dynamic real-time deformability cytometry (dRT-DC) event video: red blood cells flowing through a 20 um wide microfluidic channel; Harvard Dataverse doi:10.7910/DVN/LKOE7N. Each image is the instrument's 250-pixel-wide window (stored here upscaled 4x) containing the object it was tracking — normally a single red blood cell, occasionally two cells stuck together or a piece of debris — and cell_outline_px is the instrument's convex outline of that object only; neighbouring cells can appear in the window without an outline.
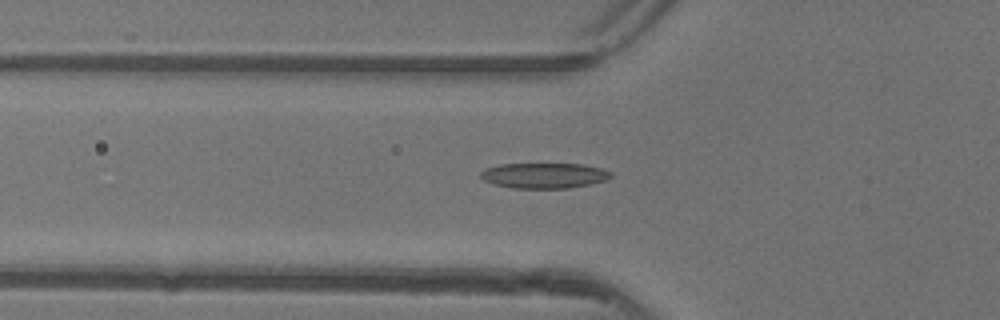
{"species": "common noctule bat (a hibernating species)", "species_latin": "Nyctalus noctula", "temperature_condition": "warm", "stored_images_in_passage": 41, "camera_frame_rate_fps": 3000, "um_per_image_px": 0.085, "animal": {"sex": "female"}, "frame": {"image": 1, "passage_image": 9, "time_ms": 2.667, "image_size_px": [1000, 320], "cell_outline_px": [[612, 176], [604, 180], [588, 184], [568, 188], [512, 188], [496, 184], [484, 180], [480, 176], [480, 172], [484, 168], [500, 164], [584, 164], [600, 168], [612, 172]], "centroid_in_image_um": [46.22, 14.91], "position_along_channel_um": 79.6, "area_um2": 19.13}}
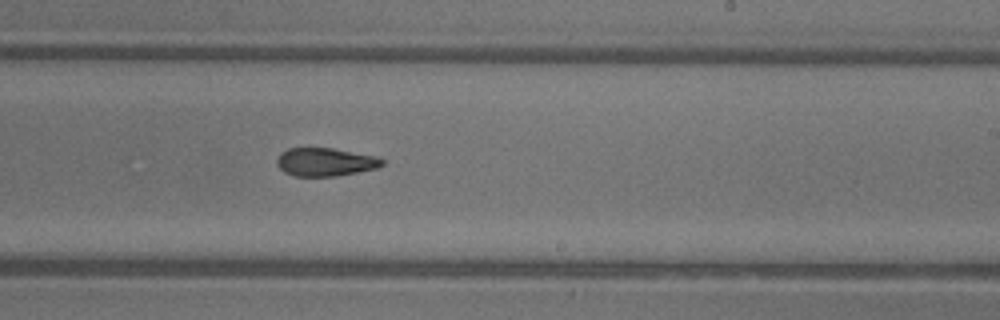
{"frame": {"image": 2, "passage_image": 22, "time_ms": 7.0, "image_size_px": [1000, 320], "cell_outline_px": [[384, 164], [380, 168], [336, 176], [292, 176], [284, 172], [276, 164], [276, 160], [280, 152], [288, 148], [332, 148], [376, 156], [384, 160]], "centroid_in_image_um": [27.65, 13.77], "position_along_channel_um": 261.4, "area_um2": 17.51}}
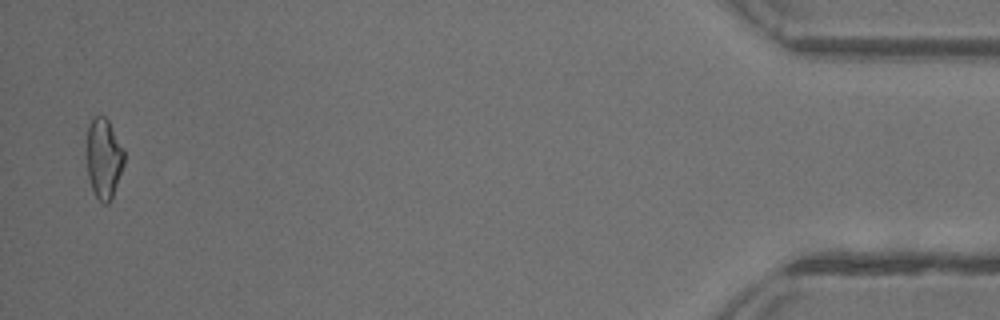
{"frame": {"image": 3, "passage_image": 40, "time_ms": 13.0, "image_size_px": [1000, 320], "cell_outline_px": [[124, 164], [112, 196], [108, 204], [104, 204], [96, 196], [92, 188], [88, 176], [88, 128], [92, 116], [104, 116], [108, 120], [124, 148]], "centroid_in_image_um": [8.84, 13.44], "position_along_channel_um": 426.4, "area_um2": 17.17}, "authors_computed_cell_mechanics": {"area_um2": 18.0914, "velocity_mm_per_s": 4.1795, "shape_relaxation_time_tau1_ms": 8.4344, "shape_relaxation_time_tau2_ms": 4.0001, "deformation_change_tau1": 0.2333, "deformation_change_tau2": 0.0988}}